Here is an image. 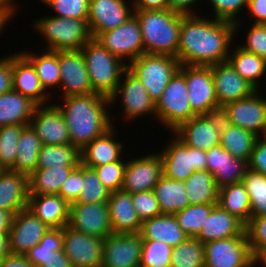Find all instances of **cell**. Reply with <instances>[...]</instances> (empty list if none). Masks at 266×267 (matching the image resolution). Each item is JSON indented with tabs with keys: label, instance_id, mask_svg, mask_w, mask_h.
<instances>
[{
	"label": "cell",
	"instance_id": "1",
	"mask_svg": "<svg viewBox=\"0 0 266 267\" xmlns=\"http://www.w3.org/2000/svg\"><path fill=\"white\" fill-rule=\"evenodd\" d=\"M234 36L237 35L232 22L201 14L185 15L181 20L178 46L180 65L210 67L226 62Z\"/></svg>",
	"mask_w": 266,
	"mask_h": 267
},
{
	"label": "cell",
	"instance_id": "2",
	"mask_svg": "<svg viewBox=\"0 0 266 267\" xmlns=\"http://www.w3.org/2000/svg\"><path fill=\"white\" fill-rule=\"evenodd\" d=\"M62 99V104H54L64 117L71 144L80 151L114 125L109 114V97L94 92Z\"/></svg>",
	"mask_w": 266,
	"mask_h": 267
},
{
	"label": "cell",
	"instance_id": "3",
	"mask_svg": "<svg viewBox=\"0 0 266 267\" xmlns=\"http://www.w3.org/2000/svg\"><path fill=\"white\" fill-rule=\"evenodd\" d=\"M140 23L144 53L178 59L181 20L185 16L170 9L134 10Z\"/></svg>",
	"mask_w": 266,
	"mask_h": 267
},
{
	"label": "cell",
	"instance_id": "4",
	"mask_svg": "<svg viewBox=\"0 0 266 267\" xmlns=\"http://www.w3.org/2000/svg\"><path fill=\"white\" fill-rule=\"evenodd\" d=\"M33 30L40 33L45 50H81L92 39L87 19L46 16L34 20Z\"/></svg>",
	"mask_w": 266,
	"mask_h": 267
},
{
	"label": "cell",
	"instance_id": "5",
	"mask_svg": "<svg viewBox=\"0 0 266 267\" xmlns=\"http://www.w3.org/2000/svg\"><path fill=\"white\" fill-rule=\"evenodd\" d=\"M92 89L110 97L118 86L128 65L114 56L94 38L81 49Z\"/></svg>",
	"mask_w": 266,
	"mask_h": 267
},
{
	"label": "cell",
	"instance_id": "6",
	"mask_svg": "<svg viewBox=\"0 0 266 267\" xmlns=\"http://www.w3.org/2000/svg\"><path fill=\"white\" fill-rule=\"evenodd\" d=\"M179 67V60L174 56L143 53L129 63L128 70L147 89L156 104Z\"/></svg>",
	"mask_w": 266,
	"mask_h": 267
},
{
	"label": "cell",
	"instance_id": "7",
	"mask_svg": "<svg viewBox=\"0 0 266 267\" xmlns=\"http://www.w3.org/2000/svg\"><path fill=\"white\" fill-rule=\"evenodd\" d=\"M194 116L196 114L192 111L188 101L185 76L178 70L156 103V120L164 124L163 126L171 133Z\"/></svg>",
	"mask_w": 266,
	"mask_h": 267
},
{
	"label": "cell",
	"instance_id": "8",
	"mask_svg": "<svg viewBox=\"0 0 266 267\" xmlns=\"http://www.w3.org/2000/svg\"><path fill=\"white\" fill-rule=\"evenodd\" d=\"M174 137H171L168 146L159 152L163 175L171 180L186 181L193 172L206 170V151L187 146L175 135Z\"/></svg>",
	"mask_w": 266,
	"mask_h": 267
},
{
	"label": "cell",
	"instance_id": "9",
	"mask_svg": "<svg viewBox=\"0 0 266 267\" xmlns=\"http://www.w3.org/2000/svg\"><path fill=\"white\" fill-rule=\"evenodd\" d=\"M179 71L185 76L189 105L196 115H210L221 112L211 66L180 65Z\"/></svg>",
	"mask_w": 266,
	"mask_h": 267
},
{
	"label": "cell",
	"instance_id": "10",
	"mask_svg": "<svg viewBox=\"0 0 266 267\" xmlns=\"http://www.w3.org/2000/svg\"><path fill=\"white\" fill-rule=\"evenodd\" d=\"M119 99L121 108H123L124 121L140 119L143 116H155L156 119V104L148 94L147 89L141 82L127 69L122 77L116 91L109 97L111 107L116 104Z\"/></svg>",
	"mask_w": 266,
	"mask_h": 267
},
{
	"label": "cell",
	"instance_id": "11",
	"mask_svg": "<svg viewBox=\"0 0 266 267\" xmlns=\"http://www.w3.org/2000/svg\"><path fill=\"white\" fill-rule=\"evenodd\" d=\"M94 39L127 65L144 53L140 23L134 14L119 27L99 33Z\"/></svg>",
	"mask_w": 266,
	"mask_h": 267
},
{
	"label": "cell",
	"instance_id": "12",
	"mask_svg": "<svg viewBox=\"0 0 266 267\" xmlns=\"http://www.w3.org/2000/svg\"><path fill=\"white\" fill-rule=\"evenodd\" d=\"M255 91L251 96L230 102L221 108L223 120L259 136L266 134V96Z\"/></svg>",
	"mask_w": 266,
	"mask_h": 267
},
{
	"label": "cell",
	"instance_id": "13",
	"mask_svg": "<svg viewBox=\"0 0 266 267\" xmlns=\"http://www.w3.org/2000/svg\"><path fill=\"white\" fill-rule=\"evenodd\" d=\"M205 267H250L255 263L247 236L204 243Z\"/></svg>",
	"mask_w": 266,
	"mask_h": 267
},
{
	"label": "cell",
	"instance_id": "14",
	"mask_svg": "<svg viewBox=\"0 0 266 267\" xmlns=\"http://www.w3.org/2000/svg\"><path fill=\"white\" fill-rule=\"evenodd\" d=\"M222 120L221 112L196 115L181 124L172 134L187 146L207 151L220 145Z\"/></svg>",
	"mask_w": 266,
	"mask_h": 267
},
{
	"label": "cell",
	"instance_id": "15",
	"mask_svg": "<svg viewBox=\"0 0 266 267\" xmlns=\"http://www.w3.org/2000/svg\"><path fill=\"white\" fill-rule=\"evenodd\" d=\"M103 240L68 225L63 227V251L72 267H102Z\"/></svg>",
	"mask_w": 266,
	"mask_h": 267
},
{
	"label": "cell",
	"instance_id": "16",
	"mask_svg": "<svg viewBox=\"0 0 266 267\" xmlns=\"http://www.w3.org/2000/svg\"><path fill=\"white\" fill-rule=\"evenodd\" d=\"M68 226L101 239L110 236L113 230L107 202L71 203Z\"/></svg>",
	"mask_w": 266,
	"mask_h": 267
},
{
	"label": "cell",
	"instance_id": "17",
	"mask_svg": "<svg viewBox=\"0 0 266 267\" xmlns=\"http://www.w3.org/2000/svg\"><path fill=\"white\" fill-rule=\"evenodd\" d=\"M60 68V89L62 98L68 96L88 95L92 89L85 60L81 50L58 51Z\"/></svg>",
	"mask_w": 266,
	"mask_h": 267
},
{
	"label": "cell",
	"instance_id": "18",
	"mask_svg": "<svg viewBox=\"0 0 266 267\" xmlns=\"http://www.w3.org/2000/svg\"><path fill=\"white\" fill-rule=\"evenodd\" d=\"M163 176L161 156L156 152L127 160L122 190L130 194L153 190Z\"/></svg>",
	"mask_w": 266,
	"mask_h": 267
},
{
	"label": "cell",
	"instance_id": "19",
	"mask_svg": "<svg viewBox=\"0 0 266 267\" xmlns=\"http://www.w3.org/2000/svg\"><path fill=\"white\" fill-rule=\"evenodd\" d=\"M143 241L140 233L107 236L103 240L102 267H140Z\"/></svg>",
	"mask_w": 266,
	"mask_h": 267
},
{
	"label": "cell",
	"instance_id": "20",
	"mask_svg": "<svg viewBox=\"0 0 266 267\" xmlns=\"http://www.w3.org/2000/svg\"><path fill=\"white\" fill-rule=\"evenodd\" d=\"M126 1L89 0L87 20L93 38L119 27L134 14L133 4Z\"/></svg>",
	"mask_w": 266,
	"mask_h": 267
},
{
	"label": "cell",
	"instance_id": "21",
	"mask_svg": "<svg viewBox=\"0 0 266 267\" xmlns=\"http://www.w3.org/2000/svg\"><path fill=\"white\" fill-rule=\"evenodd\" d=\"M51 104L37 105L30 120V126L43 145L71 144L68 127L59 108Z\"/></svg>",
	"mask_w": 266,
	"mask_h": 267
},
{
	"label": "cell",
	"instance_id": "22",
	"mask_svg": "<svg viewBox=\"0 0 266 267\" xmlns=\"http://www.w3.org/2000/svg\"><path fill=\"white\" fill-rule=\"evenodd\" d=\"M49 229L34 213L26 208L14 215L9 232L11 254H27L41 241Z\"/></svg>",
	"mask_w": 266,
	"mask_h": 267
},
{
	"label": "cell",
	"instance_id": "23",
	"mask_svg": "<svg viewBox=\"0 0 266 267\" xmlns=\"http://www.w3.org/2000/svg\"><path fill=\"white\" fill-rule=\"evenodd\" d=\"M211 71L220 108L230 102L247 98L257 91L228 61L211 66Z\"/></svg>",
	"mask_w": 266,
	"mask_h": 267
},
{
	"label": "cell",
	"instance_id": "24",
	"mask_svg": "<svg viewBox=\"0 0 266 267\" xmlns=\"http://www.w3.org/2000/svg\"><path fill=\"white\" fill-rule=\"evenodd\" d=\"M12 78V89L37 105H46L53 98L43 88L33 64L21 52L12 54Z\"/></svg>",
	"mask_w": 266,
	"mask_h": 267
},
{
	"label": "cell",
	"instance_id": "25",
	"mask_svg": "<svg viewBox=\"0 0 266 267\" xmlns=\"http://www.w3.org/2000/svg\"><path fill=\"white\" fill-rule=\"evenodd\" d=\"M116 127L113 125L104 134L96 137L81 150V163L94 168L107 163L117 162L123 158V144L116 141Z\"/></svg>",
	"mask_w": 266,
	"mask_h": 267
},
{
	"label": "cell",
	"instance_id": "26",
	"mask_svg": "<svg viewBox=\"0 0 266 267\" xmlns=\"http://www.w3.org/2000/svg\"><path fill=\"white\" fill-rule=\"evenodd\" d=\"M107 205L113 233H140L142 222L134 209L132 194L123 190L111 192Z\"/></svg>",
	"mask_w": 266,
	"mask_h": 267
},
{
	"label": "cell",
	"instance_id": "27",
	"mask_svg": "<svg viewBox=\"0 0 266 267\" xmlns=\"http://www.w3.org/2000/svg\"><path fill=\"white\" fill-rule=\"evenodd\" d=\"M28 175L6 169L0 174V209L14 215L28 208Z\"/></svg>",
	"mask_w": 266,
	"mask_h": 267
},
{
	"label": "cell",
	"instance_id": "28",
	"mask_svg": "<svg viewBox=\"0 0 266 267\" xmlns=\"http://www.w3.org/2000/svg\"><path fill=\"white\" fill-rule=\"evenodd\" d=\"M238 235H246L245 224L216 204L206 218L201 232L195 238L204 244Z\"/></svg>",
	"mask_w": 266,
	"mask_h": 267
},
{
	"label": "cell",
	"instance_id": "29",
	"mask_svg": "<svg viewBox=\"0 0 266 267\" xmlns=\"http://www.w3.org/2000/svg\"><path fill=\"white\" fill-rule=\"evenodd\" d=\"M28 209L49 228L68 225L70 204L59 194L29 195Z\"/></svg>",
	"mask_w": 266,
	"mask_h": 267
},
{
	"label": "cell",
	"instance_id": "30",
	"mask_svg": "<svg viewBox=\"0 0 266 267\" xmlns=\"http://www.w3.org/2000/svg\"><path fill=\"white\" fill-rule=\"evenodd\" d=\"M140 234L144 240L162 241L175 247L189 236L181 229L174 215L160 214L142 222Z\"/></svg>",
	"mask_w": 266,
	"mask_h": 267
},
{
	"label": "cell",
	"instance_id": "31",
	"mask_svg": "<svg viewBox=\"0 0 266 267\" xmlns=\"http://www.w3.org/2000/svg\"><path fill=\"white\" fill-rule=\"evenodd\" d=\"M37 104L11 89L0 95V127L29 125Z\"/></svg>",
	"mask_w": 266,
	"mask_h": 267
},
{
	"label": "cell",
	"instance_id": "32",
	"mask_svg": "<svg viewBox=\"0 0 266 267\" xmlns=\"http://www.w3.org/2000/svg\"><path fill=\"white\" fill-rule=\"evenodd\" d=\"M152 191L158 201L161 214L174 215L190 205L184 181L171 180L163 175Z\"/></svg>",
	"mask_w": 266,
	"mask_h": 267
},
{
	"label": "cell",
	"instance_id": "33",
	"mask_svg": "<svg viewBox=\"0 0 266 267\" xmlns=\"http://www.w3.org/2000/svg\"><path fill=\"white\" fill-rule=\"evenodd\" d=\"M76 166L36 168L28 176L29 195L59 194L60 188Z\"/></svg>",
	"mask_w": 266,
	"mask_h": 267
},
{
	"label": "cell",
	"instance_id": "34",
	"mask_svg": "<svg viewBox=\"0 0 266 267\" xmlns=\"http://www.w3.org/2000/svg\"><path fill=\"white\" fill-rule=\"evenodd\" d=\"M257 135L222 120L220 145L234 158L249 161Z\"/></svg>",
	"mask_w": 266,
	"mask_h": 267
},
{
	"label": "cell",
	"instance_id": "35",
	"mask_svg": "<svg viewBox=\"0 0 266 267\" xmlns=\"http://www.w3.org/2000/svg\"><path fill=\"white\" fill-rule=\"evenodd\" d=\"M233 49L231 48L227 61L243 79L260 90L259 80L266 76V59L246 52L239 46Z\"/></svg>",
	"mask_w": 266,
	"mask_h": 267
},
{
	"label": "cell",
	"instance_id": "36",
	"mask_svg": "<svg viewBox=\"0 0 266 267\" xmlns=\"http://www.w3.org/2000/svg\"><path fill=\"white\" fill-rule=\"evenodd\" d=\"M184 183L190 205L218 204L219 188L208 170L193 172Z\"/></svg>",
	"mask_w": 266,
	"mask_h": 267
},
{
	"label": "cell",
	"instance_id": "37",
	"mask_svg": "<svg viewBox=\"0 0 266 267\" xmlns=\"http://www.w3.org/2000/svg\"><path fill=\"white\" fill-rule=\"evenodd\" d=\"M41 139L33 128L26 126L20 135L15 164L10 170L30 175L37 168L38 154L42 148Z\"/></svg>",
	"mask_w": 266,
	"mask_h": 267
},
{
	"label": "cell",
	"instance_id": "38",
	"mask_svg": "<svg viewBox=\"0 0 266 267\" xmlns=\"http://www.w3.org/2000/svg\"><path fill=\"white\" fill-rule=\"evenodd\" d=\"M42 50L38 54L31 51L20 52L33 64L43 88L51 94L52 88L54 90L56 86L57 88L60 87L61 74L58 64V51Z\"/></svg>",
	"mask_w": 266,
	"mask_h": 267
},
{
	"label": "cell",
	"instance_id": "39",
	"mask_svg": "<svg viewBox=\"0 0 266 267\" xmlns=\"http://www.w3.org/2000/svg\"><path fill=\"white\" fill-rule=\"evenodd\" d=\"M218 205L230 214L236 216L244 224L251 218L250 200L242 182L220 188Z\"/></svg>",
	"mask_w": 266,
	"mask_h": 267
},
{
	"label": "cell",
	"instance_id": "40",
	"mask_svg": "<svg viewBox=\"0 0 266 267\" xmlns=\"http://www.w3.org/2000/svg\"><path fill=\"white\" fill-rule=\"evenodd\" d=\"M81 163V151L72 144L42 145L38 154L37 168L78 166Z\"/></svg>",
	"mask_w": 266,
	"mask_h": 267
},
{
	"label": "cell",
	"instance_id": "41",
	"mask_svg": "<svg viewBox=\"0 0 266 267\" xmlns=\"http://www.w3.org/2000/svg\"><path fill=\"white\" fill-rule=\"evenodd\" d=\"M171 267H205L204 244L197 238L189 237L173 247Z\"/></svg>",
	"mask_w": 266,
	"mask_h": 267
},
{
	"label": "cell",
	"instance_id": "42",
	"mask_svg": "<svg viewBox=\"0 0 266 267\" xmlns=\"http://www.w3.org/2000/svg\"><path fill=\"white\" fill-rule=\"evenodd\" d=\"M216 204H195L174 214L181 229L189 236L196 237L206 222V218Z\"/></svg>",
	"mask_w": 266,
	"mask_h": 267
},
{
	"label": "cell",
	"instance_id": "43",
	"mask_svg": "<svg viewBox=\"0 0 266 267\" xmlns=\"http://www.w3.org/2000/svg\"><path fill=\"white\" fill-rule=\"evenodd\" d=\"M242 183L249 196L251 217L266 215V176L248 169Z\"/></svg>",
	"mask_w": 266,
	"mask_h": 267
},
{
	"label": "cell",
	"instance_id": "44",
	"mask_svg": "<svg viewBox=\"0 0 266 267\" xmlns=\"http://www.w3.org/2000/svg\"><path fill=\"white\" fill-rule=\"evenodd\" d=\"M247 170V161L234 158L222 148L221 167L213 174L215 183L220 189L226 185L242 182Z\"/></svg>",
	"mask_w": 266,
	"mask_h": 267
},
{
	"label": "cell",
	"instance_id": "45",
	"mask_svg": "<svg viewBox=\"0 0 266 267\" xmlns=\"http://www.w3.org/2000/svg\"><path fill=\"white\" fill-rule=\"evenodd\" d=\"M62 250L63 228H49L38 245H35L25 256L35 267H40L52 255V251Z\"/></svg>",
	"mask_w": 266,
	"mask_h": 267
},
{
	"label": "cell",
	"instance_id": "46",
	"mask_svg": "<svg viewBox=\"0 0 266 267\" xmlns=\"http://www.w3.org/2000/svg\"><path fill=\"white\" fill-rule=\"evenodd\" d=\"M110 193L99 180L95 170L82 164V191L74 203L107 202Z\"/></svg>",
	"mask_w": 266,
	"mask_h": 267
},
{
	"label": "cell",
	"instance_id": "47",
	"mask_svg": "<svg viewBox=\"0 0 266 267\" xmlns=\"http://www.w3.org/2000/svg\"><path fill=\"white\" fill-rule=\"evenodd\" d=\"M173 247L162 241L144 240L140 267H171Z\"/></svg>",
	"mask_w": 266,
	"mask_h": 267
},
{
	"label": "cell",
	"instance_id": "48",
	"mask_svg": "<svg viewBox=\"0 0 266 267\" xmlns=\"http://www.w3.org/2000/svg\"><path fill=\"white\" fill-rule=\"evenodd\" d=\"M26 126L6 125L0 127V161L6 169H10L15 164L18 141Z\"/></svg>",
	"mask_w": 266,
	"mask_h": 267
},
{
	"label": "cell",
	"instance_id": "49",
	"mask_svg": "<svg viewBox=\"0 0 266 267\" xmlns=\"http://www.w3.org/2000/svg\"><path fill=\"white\" fill-rule=\"evenodd\" d=\"M123 159L125 160L123 157L117 162L107 163L93 168L101 183L110 192L122 190L125 168L127 165V160L124 161Z\"/></svg>",
	"mask_w": 266,
	"mask_h": 267
},
{
	"label": "cell",
	"instance_id": "50",
	"mask_svg": "<svg viewBox=\"0 0 266 267\" xmlns=\"http://www.w3.org/2000/svg\"><path fill=\"white\" fill-rule=\"evenodd\" d=\"M213 6L214 19L224 20L235 24V34L240 27V19L236 16L240 15L243 8L247 10L249 0H208Z\"/></svg>",
	"mask_w": 266,
	"mask_h": 267
},
{
	"label": "cell",
	"instance_id": "51",
	"mask_svg": "<svg viewBox=\"0 0 266 267\" xmlns=\"http://www.w3.org/2000/svg\"><path fill=\"white\" fill-rule=\"evenodd\" d=\"M57 14L55 17H68L75 19H87L89 11V0H41Z\"/></svg>",
	"mask_w": 266,
	"mask_h": 267
},
{
	"label": "cell",
	"instance_id": "52",
	"mask_svg": "<svg viewBox=\"0 0 266 267\" xmlns=\"http://www.w3.org/2000/svg\"><path fill=\"white\" fill-rule=\"evenodd\" d=\"M251 252L256 255L266 246V215L251 217L245 224Z\"/></svg>",
	"mask_w": 266,
	"mask_h": 267
},
{
	"label": "cell",
	"instance_id": "53",
	"mask_svg": "<svg viewBox=\"0 0 266 267\" xmlns=\"http://www.w3.org/2000/svg\"><path fill=\"white\" fill-rule=\"evenodd\" d=\"M251 24L246 33L245 43L242 42L238 46L246 52L266 59V24Z\"/></svg>",
	"mask_w": 266,
	"mask_h": 267
},
{
	"label": "cell",
	"instance_id": "54",
	"mask_svg": "<svg viewBox=\"0 0 266 267\" xmlns=\"http://www.w3.org/2000/svg\"><path fill=\"white\" fill-rule=\"evenodd\" d=\"M132 201L141 222L161 214L158 201L152 190L132 194Z\"/></svg>",
	"mask_w": 266,
	"mask_h": 267
},
{
	"label": "cell",
	"instance_id": "55",
	"mask_svg": "<svg viewBox=\"0 0 266 267\" xmlns=\"http://www.w3.org/2000/svg\"><path fill=\"white\" fill-rule=\"evenodd\" d=\"M82 191V163L76 166L62 184L59 195L69 204L77 201Z\"/></svg>",
	"mask_w": 266,
	"mask_h": 267
},
{
	"label": "cell",
	"instance_id": "56",
	"mask_svg": "<svg viewBox=\"0 0 266 267\" xmlns=\"http://www.w3.org/2000/svg\"><path fill=\"white\" fill-rule=\"evenodd\" d=\"M248 169L266 176V136L257 137L248 161Z\"/></svg>",
	"mask_w": 266,
	"mask_h": 267
},
{
	"label": "cell",
	"instance_id": "57",
	"mask_svg": "<svg viewBox=\"0 0 266 267\" xmlns=\"http://www.w3.org/2000/svg\"><path fill=\"white\" fill-rule=\"evenodd\" d=\"M12 54L0 58V95L12 89Z\"/></svg>",
	"mask_w": 266,
	"mask_h": 267
},
{
	"label": "cell",
	"instance_id": "58",
	"mask_svg": "<svg viewBox=\"0 0 266 267\" xmlns=\"http://www.w3.org/2000/svg\"><path fill=\"white\" fill-rule=\"evenodd\" d=\"M248 12L245 15L251 16L252 23L254 24H266V0H249Z\"/></svg>",
	"mask_w": 266,
	"mask_h": 267
},
{
	"label": "cell",
	"instance_id": "59",
	"mask_svg": "<svg viewBox=\"0 0 266 267\" xmlns=\"http://www.w3.org/2000/svg\"><path fill=\"white\" fill-rule=\"evenodd\" d=\"M169 9L184 15H196L195 7L200 0H167ZM194 7V8H192Z\"/></svg>",
	"mask_w": 266,
	"mask_h": 267
},
{
	"label": "cell",
	"instance_id": "60",
	"mask_svg": "<svg viewBox=\"0 0 266 267\" xmlns=\"http://www.w3.org/2000/svg\"><path fill=\"white\" fill-rule=\"evenodd\" d=\"M207 169L214 174L220 167L222 162V146L218 145L206 151Z\"/></svg>",
	"mask_w": 266,
	"mask_h": 267
},
{
	"label": "cell",
	"instance_id": "61",
	"mask_svg": "<svg viewBox=\"0 0 266 267\" xmlns=\"http://www.w3.org/2000/svg\"><path fill=\"white\" fill-rule=\"evenodd\" d=\"M40 267H72V265L62 250L52 251V255H50Z\"/></svg>",
	"mask_w": 266,
	"mask_h": 267
},
{
	"label": "cell",
	"instance_id": "62",
	"mask_svg": "<svg viewBox=\"0 0 266 267\" xmlns=\"http://www.w3.org/2000/svg\"><path fill=\"white\" fill-rule=\"evenodd\" d=\"M0 267H35L25 255L7 254L4 256Z\"/></svg>",
	"mask_w": 266,
	"mask_h": 267
},
{
	"label": "cell",
	"instance_id": "63",
	"mask_svg": "<svg viewBox=\"0 0 266 267\" xmlns=\"http://www.w3.org/2000/svg\"><path fill=\"white\" fill-rule=\"evenodd\" d=\"M134 10L169 9L167 0H135Z\"/></svg>",
	"mask_w": 266,
	"mask_h": 267
},
{
	"label": "cell",
	"instance_id": "64",
	"mask_svg": "<svg viewBox=\"0 0 266 267\" xmlns=\"http://www.w3.org/2000/svg\"><path fill=\"white\" fill-rule=\"evenodd\" d=\"M14 214L0 209V232H10Z\"/></svg>",
	"mask_w": 266,
	"mask_h": 267
},
{
	"label": "cell",
	"instance_id": "65",
	"mask_svg": "<svg viewBox=\"0 0 266 267\" xmlns=\"http://www.w3.org/2000/svg\"><path fill=\"white\" fill-rule=\"evenodd\" d=\"M15 2L16 0H0V10L5 11L11 18H13V16H16V12L20 9L17 8L18 4Z\"/></svg>",
	"mask_w": 266,
	"mask_h": 267
},
{
	"label": "cell",
	"instance_id": "66",
	"mask_svg": "<svg viewBox=\"0 0 266 267\" xmlns=\"http://www.w3.org/2000/svg\"><path fill=\"white\" fill-rule=\"evenodd\" d=\"M0 254H10L9 232H0Z\"/></svg>",
	"mask_w": 266,
	"mask_h": 267
},
{
	"label": "cell",
	"instance_id": "67",
	"mask_svg": "<svg viewBox=\"0 0 266 267\" xmlns=\"http://www.w3.org/2000/svg\"><path fill=\"white\" fill-rule=\"evenodd\" d=\"M11 20V17L5 12V11H2L0 10V34H2L1 30L3 29L4 31V27L5 25H9V21ZM8 23V24H7Z\"/></svg>",
	"mask_w": 266,
	"mask_h": 267
},
{
	"label": "cell",
	"instance_id": "68",
	"mask_svg": "<svg viewBox=\"0 0 266 267\" xmlns=\"http://www.w3.org/2000/svg\"><path fill=\"white\" fill-rule=\"evenodd\" d=\"M255 263L258 264L256 267L261 266L266 267V252H259L255 255Z\"/></svg>",
	"mask_w": 266,
	"mask_h": 267
},
{
	"label": "cell",
	"instance_id": "69",
	"mask_svg": "<svg viewBox=\"0 0 266 267\" xmlns=\"http://www.w3.org/2000/svg\"><path fill=\"white\" fill-rule=\"evenodd\" d=\"M5 170H6V168L3 166V164L0 161V174Z\"/></svg>",
	"mask_w": 266,
	"mask_h": 267
},
{
	"label": "cell",
	"instance_id": "70",
	"mask_svg": "<svg viewBox=\"0 0 266 267\" xmlns=\"http://www.w3.org/2000/svg\"><path fill=\"white\" fill-rule=\"evenodd\" d=\"M3 258H4V255L0 254V265H1L2 261H3Z\"/></svg>",
	"mask_w": 266,
	"mask_h": 267
},
{
	"label": "cell",
	"instance_id": "71",
	"mask_svg": "<svg viewBox=\"0 0 266 267\" xmlns=\"http://www.w3.org/2000/svg\"><path fill=\"white\" fill-rule=\"evenodd\" d=\"M260 252H266V246Z\"/></svg>",
	"mask_w": 266,
	"mask_h": 267
},
{
	"label": "cell",
	"instance_id": "72",
	"mask_svg": "<svg viewBox=\"0 0 266 267\" xmlns=\"http://www.w3.org/2000/svg\"><path fill=\"white\" fill-rule=\"evenodd\" d=\"M255 266H257V264L256 263H254L252 266H250V267H255Z\"/></svg>",
	"mask_w": 266,
	"mask_h": 267
}]
</instances>
